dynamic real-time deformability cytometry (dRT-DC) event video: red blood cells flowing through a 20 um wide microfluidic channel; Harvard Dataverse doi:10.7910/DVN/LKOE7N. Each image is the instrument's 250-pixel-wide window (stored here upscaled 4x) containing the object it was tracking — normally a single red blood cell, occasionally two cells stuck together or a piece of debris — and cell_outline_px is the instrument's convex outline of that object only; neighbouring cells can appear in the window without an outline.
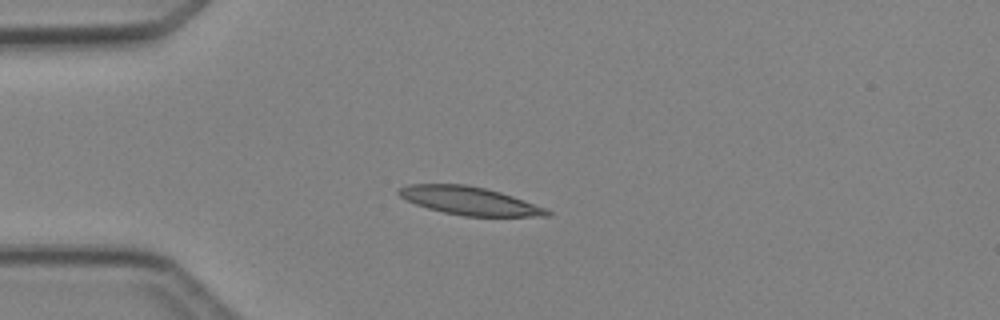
{"species": "Egyptian fruit bat (a non-hibernating species)", "species_latin": "Rousettus aegyptiacus", "temperature_condition": "cold", "stored_images_in_passage": 3, "camera_frame_rate_fps": 3000, "um_per_image_px": 0.085, "animal": {"sex": "female"}, "frame": {"image": 1, "passage_image": 2, "time_ms": 2.0, "image_size_px": [1000, 320], "cell_outline_px": [[552, 216], [464, 216], [444, 212], [428, 208], [416, 204], [400, 196], [396, 192], [400, 188], [408, 184], [464, 184], [484, 188], [500, 192], [512, 196], [544, 208], [552, 212]], "centroid_in_image_um": [39.89, 17.07], "position_along_channel_um": 45.1, "area_um2": 23.93}}